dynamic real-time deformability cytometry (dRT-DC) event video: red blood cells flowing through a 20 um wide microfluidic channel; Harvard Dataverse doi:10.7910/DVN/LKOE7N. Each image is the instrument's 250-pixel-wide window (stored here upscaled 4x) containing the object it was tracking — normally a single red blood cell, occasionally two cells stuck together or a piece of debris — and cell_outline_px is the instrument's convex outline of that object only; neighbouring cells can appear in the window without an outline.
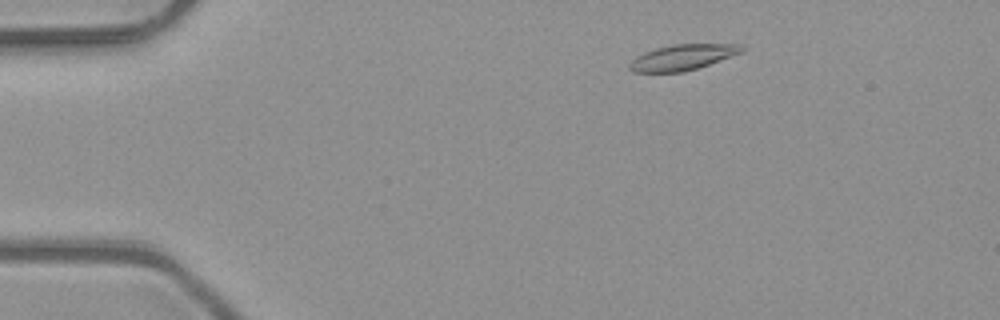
{"species": "common noctule bat (a hibernating species)", "species_latin": "Nyctalus noctula", "temperature_condition": "room temperature", "stored_images_in_passage": 5, "camera_frame_rate_fps": 3000, "um_per_image_px": 0.085, "animal": {"sex": "male", "body_mass_g": 23.1, "forearm_length_mm": 52.7}, "frame": {"image": 1, "passage_image": 5, "time_ms": 1.333, "image_size_px": [1000, 320], "cell_outline_px": [[744, 52], [684, 72], [632, 72], [628, 68], [628, 64], [636, 56], [644, 52], [656, 48], [672, 44], [740, 44], [744, 48]], "centroid_in_image_um": [57.99, 4.87], "position_along_channel_um": 27.0, "area_um2": 16.76}}